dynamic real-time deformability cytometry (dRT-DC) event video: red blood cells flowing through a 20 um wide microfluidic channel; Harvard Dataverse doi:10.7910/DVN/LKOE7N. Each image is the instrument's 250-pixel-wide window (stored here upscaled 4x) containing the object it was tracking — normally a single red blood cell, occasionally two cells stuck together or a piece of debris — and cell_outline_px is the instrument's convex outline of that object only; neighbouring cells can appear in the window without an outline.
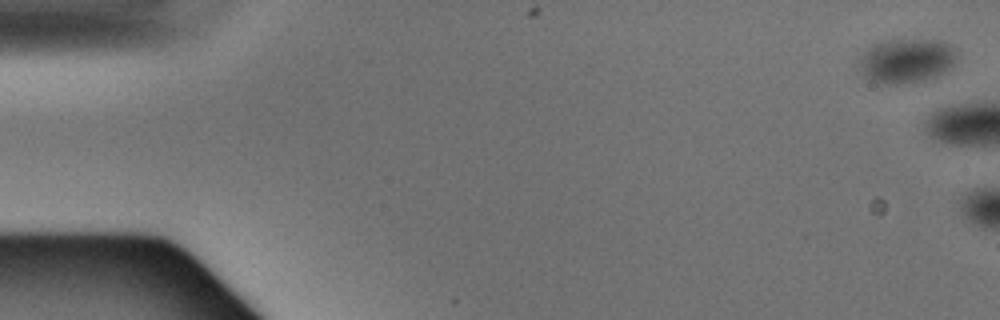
{"species": "Egyptian fruit bat (a non-hibernating species)", "species_latin": "Rousettus aegyptiacus", "temperature_condition": "warm", "stored_images_in_passage": 5, "camera_frame_rate_fps": 3000, "um_per_image_px": 0.085, "animal": {"sex": "male"}, "frame": {"image": 1, "passage_image": 1, "time_ms": 0.0, "image_size_px": [1000, 320], "cell_outline_px": [[952, 64], [948, 68], [932, 76], [920, 80], [896, 84], [884, 84], [872, 80], [864, 76], [856, 64], [864, 52], [872, 44], [892, 40], [940, 40], [948, 44], [952, 52]], "centroid_in_image_um": [76.91, 5.15], "position_along_channel_um": 8.1, "area_um2": 24.28}}